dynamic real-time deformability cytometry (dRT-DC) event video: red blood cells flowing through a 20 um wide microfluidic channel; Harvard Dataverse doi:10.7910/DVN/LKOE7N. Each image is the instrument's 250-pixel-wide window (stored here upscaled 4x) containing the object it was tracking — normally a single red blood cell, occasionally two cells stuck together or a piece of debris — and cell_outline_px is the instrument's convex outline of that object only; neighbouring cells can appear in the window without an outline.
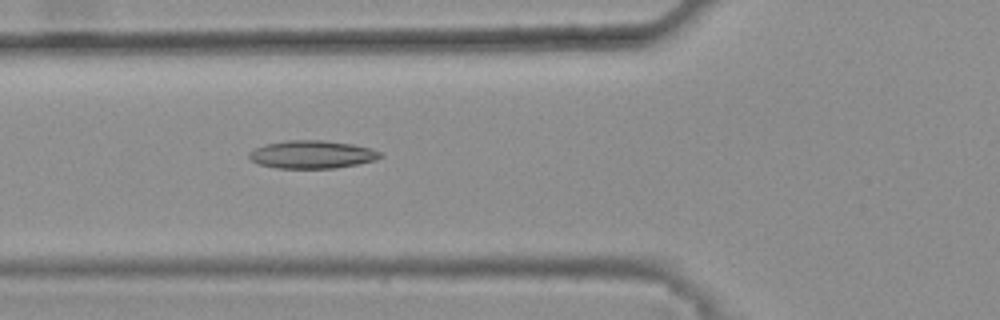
{"species": "common noctule bat (a hibernating species)", "species_latin": "Nyctalus noctula", "temperature_condition": "warm", "stored_images_in_passage": 48, "camera_frame_rate_fps": 3000, "um_per_image_px": 0.085, "animal": {"sex": "female", "body_mass_g": 25.1}, "frame": {"image": 1, "passage_image": 20, "time_ms": 6.333, "image_size_px": [1000, 320], "cell_outline_px": [[384, 156], [376, 160], [336, 168], [276, 168], [260, 164], [252, 160], [248, 156], [248, 152], [256, 148], [268, 144], [284, 140], [324, 140], [352, 144], [372, 148], [380, 152]], "centroid_in_image_um": [26.55, 13.12], "position_along_channel_um": 99.2, "area_um2": 21.33}}
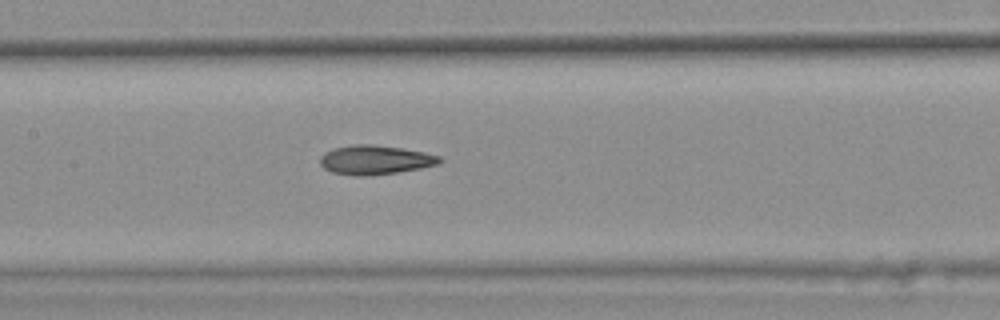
{"frame": {"image": 2, "passage_image": 26, "time_ms": 8.333, "image_size_px": [1000, 320], "cell_outline_px": [[444, 160], [440, 164], [420, 168], [396, 172], [368, 176], [360, 176], [332, 172], [324, 168], [320, 164], [320, 156], [324, 152], [332, 148], [352, 144], [372, 144], [400, 148], [424, 152], [440, 156]], "centroid_in_image_um": [31.88, 13.58], "position_along_channel_um": 175.5, "area_um2": 20.4}}
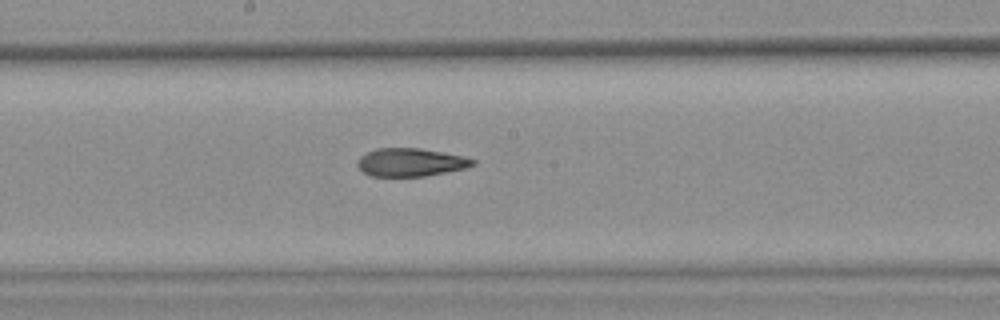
{"frame": {"image": 3, "passage_image": 29, "time_ms": 9.333, "image_size_px": [1000, 320], "cell_outline_px": [[476, 164], [464, 168], [424, 176], [372, 176], [364, 172], [356, 164], [356, 160], [360, 156], [376, 148], [420, 148], [464, 156], [476, 160]], "centroid_in_image_um": [34.89, 13.78], "position_along_channel_um": 213.3, "area_um2": 18.79}, "authors_computed_cell_mechanics": {"area_um2": 19.941, "velocity_mm_per_s": 3.7987, "shape_relaxation_time_tau1_ms": null, "shape_relaxation_time_tau2_ms": 3.4945, "deformation_change_tau1": null, "deformation_change_tau2": 0.1178}}